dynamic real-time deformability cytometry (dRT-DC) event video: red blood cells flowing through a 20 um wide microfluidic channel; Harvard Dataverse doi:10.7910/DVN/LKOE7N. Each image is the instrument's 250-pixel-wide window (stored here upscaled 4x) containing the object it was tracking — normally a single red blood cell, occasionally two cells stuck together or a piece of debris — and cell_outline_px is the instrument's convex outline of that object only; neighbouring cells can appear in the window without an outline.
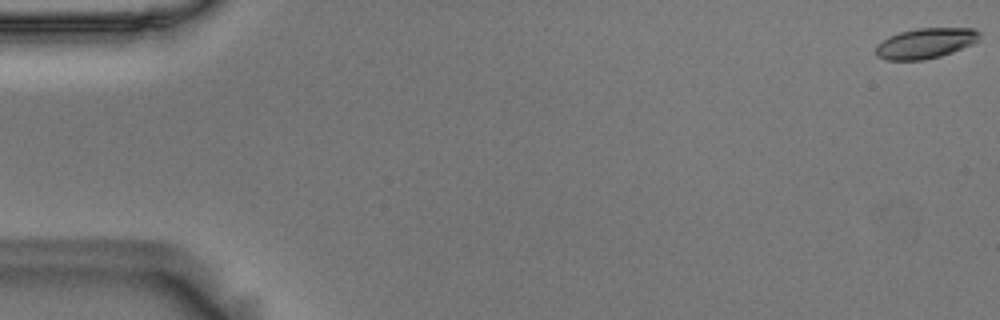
{"species": "Egyptian fruit bat (a non-hibernating species)", "species_latin": "Rousettus aegyptiacus", "temperature_condition": "room temperature", "stored_images_in_passage": 57, "camera_frame_rate_fps": 3000, "um_per_image_px": 0.085, "animal": {"sex": "male"}, "frame": {"image": 1, "passage_image": 1, "time_ms": 0.0, "image_size_px": [1000, 320], "cell_outline_px": [[980, 36], [972, 44], [952, 52], [940, 56], [924, 60], [884, 60], [876, 56], [876, 44], [888, 36], [900, 32], [916, 28], [976, 28], [980, 32]], "centroid_in_image_um": [78.63, 3.67], "position_along_channel_um": 6.4, "area_um2": 18.44}}
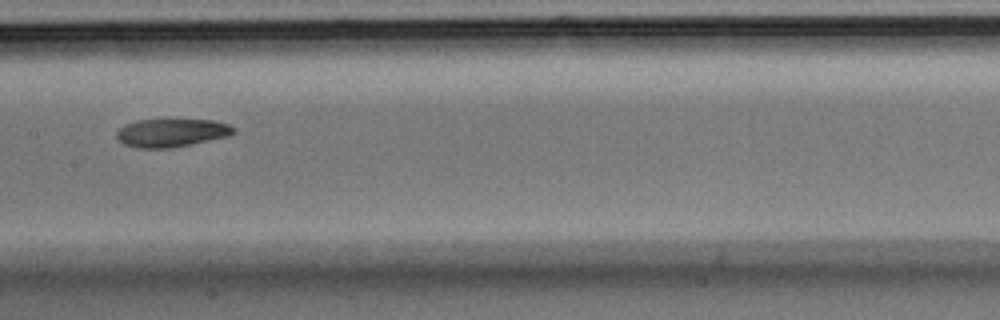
{"frame": {"image": 2, "passage_image": 29, "time_ms": 9.333, "image_size_px": [1000, 320], "cell_outline_px": [[236, 128], [228, 136], [172, 148], [136, 148], [124, 144], [116, 136], [116, 132], [124, 124], [136, 120], [212, 120], [228, 124]], "centroid_in_image_um": [14.54, 11.29], "position_along_channel_um": 192.9, "area_um2": 19.07}}
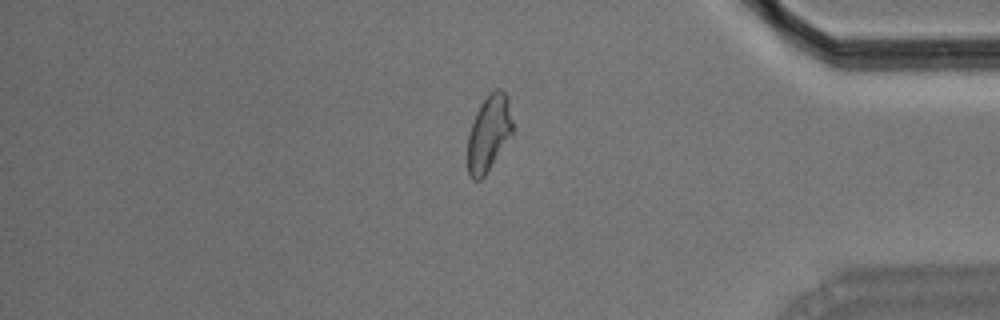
{"frame": {"image": 3, "passage_image": 48, "time_ms": 15.667, "image_size_px": [1000, 320], "cell_outline_px": [[512, 136], [484, 176], [480, 180], [472, 180], [468, 176], [468, 136], [476, 112], [480, 104], [488, 92], [496, 88], [504, 88], [508, 96], [512, 120]], "centroid_in_image_um": [41.56, 11.28], "position_along_channel_um": 393.6, "area_um2": 20.23}, "authors_computed_cell_mechanics": {"area_um2": 19.8832, "velocity_mm_per_s": 3.5865, "shape_relaxation_time_tau1_ms": 6.3602, "shape_relaxation_time_tau2_ms": 5.7273, "deformation_change_tau1": 0.1879, "deformation_change_tau2": 0.082}}